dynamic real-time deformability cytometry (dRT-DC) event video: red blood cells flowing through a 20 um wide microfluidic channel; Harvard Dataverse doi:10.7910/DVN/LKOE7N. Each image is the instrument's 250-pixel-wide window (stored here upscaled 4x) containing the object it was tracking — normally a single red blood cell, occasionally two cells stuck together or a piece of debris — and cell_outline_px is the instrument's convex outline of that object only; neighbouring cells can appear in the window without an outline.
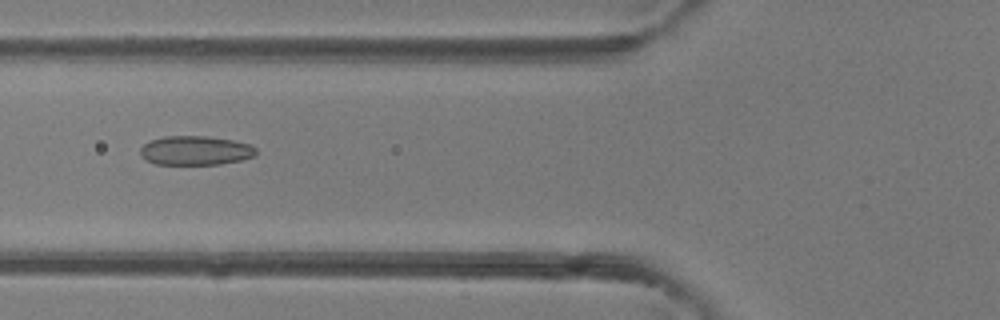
{"species": "common noctule bat (a hibernating species)", "species_latin": "Nyctalus noctula", "temperature_condition": "room temperature", "stored_images_in_passage": 6, "camera_frame_rate_fps": 3000, "um_per_image_px": 0.085, "animal": {"sex": "female"}, "frame": {"image": 1, "passage_image": 5, "time_ms": 4.667, "image_size_px": [1000, 320], "cell_outline_px": [[256, 152], [252, 156], [240, 160], [220, 164], [156, 164], [144, 160], [140, 152], [140, 148], [144, 144], [152, 140], [164, 136], [208, 136], [232, 140], [248, 144], [256, 148]], "centroid_in_image_um": [16.57, 12.79], "position_along_channel_um": 109.2, "area_um2": 19.54}}
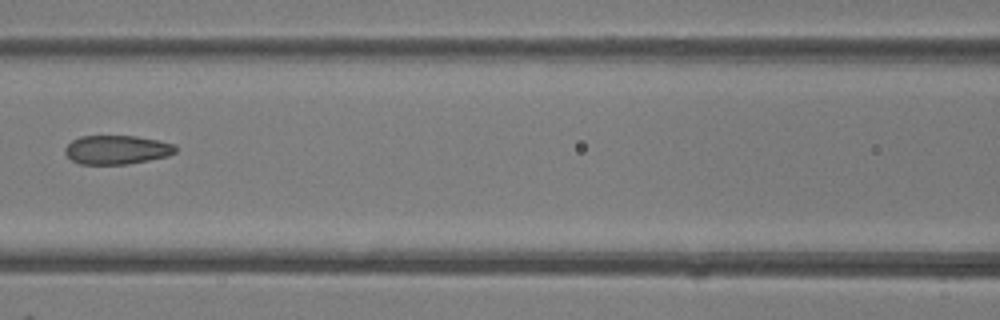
{"frame": {"image": 2, "passage_image": 6, "time_ms": 5.667, "image_size_px": [1000, 320], "cell_outline_px": [[176, 152], [168, 156], [128, 164], [80, 164], [72, 160], [64, 152], [64, 148], [72, 140], [80, 136], [136, 136], [176, 144]], "centroid_in_image_um": [9.92, 12.73], "position_along_channel_um": 156.7, "area_um2": 18.61}}